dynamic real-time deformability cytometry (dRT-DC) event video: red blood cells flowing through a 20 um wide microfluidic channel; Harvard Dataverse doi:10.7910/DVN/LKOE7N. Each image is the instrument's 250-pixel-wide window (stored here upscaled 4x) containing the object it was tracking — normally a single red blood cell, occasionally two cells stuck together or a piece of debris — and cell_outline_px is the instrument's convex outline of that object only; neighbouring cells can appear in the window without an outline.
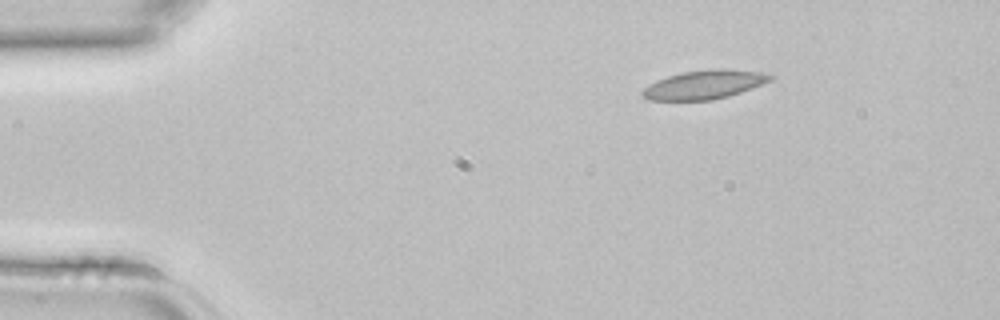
{"species": "common noctule bat (a hibernating species)", "species_latin": "Nyctalus noctula", "temperature_condition": "room temperature", "stored_images_in_passage": 2, "camera_frame_rate_fps": 3000, "um_per_image_px": 0.085, "animal": {"sex": "female", "body_mass_g": 22.7, "forearm_length_mm": 54.2}, "frame": {"image": 1, "passage_image": 1, "time_ms": 0.0, "image_size_px": [1000, 320], "cell_outline_px": [[776, 76], [772, 80], [752, 88], [728, 96], [712, 100], [652, 100], [640, 96], [640, 92], [648, 84], [656, 80], [680, 72], [712, 68], [724, 68], [760, 72]], "centroid_in_image_um": [59.85, 7.18], "position_along_channel_um": 25.2, "area_um2": 21.68}}